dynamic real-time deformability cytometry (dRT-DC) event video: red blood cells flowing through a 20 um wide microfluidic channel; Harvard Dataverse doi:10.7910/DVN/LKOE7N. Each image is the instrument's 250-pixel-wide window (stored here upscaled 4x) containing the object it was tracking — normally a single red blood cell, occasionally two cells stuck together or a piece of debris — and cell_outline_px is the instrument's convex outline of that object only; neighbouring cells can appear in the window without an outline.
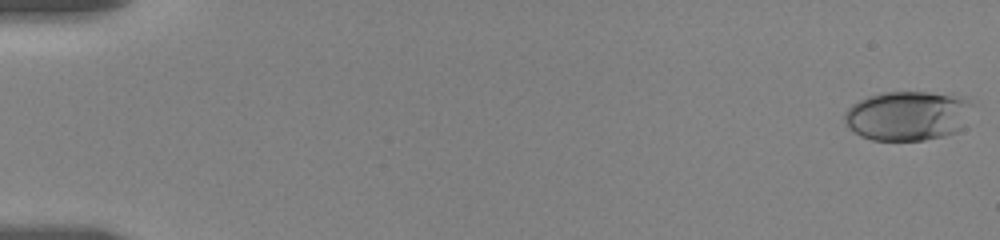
{"species": "human", "species_latin": "Homo sapiens", "temperature_condition": "room temperature", "stored_images_in_passage": 53, "camera_frame_rate_fps": 3000, "um_per_image_px": 0.085, "donor": {"sex": "female"}, "frame": {"image": 1, "passage_image": 1, "time_ms": 0.0, "image_size_px": [1000, 240], "cell_outline_px": [[976, 104], [960, 128], [956, 132], [944, 136], [924, 140], [872, 140], [860, 136], [848, 128], [844, 120], [844, 112], [852, 104], [868, 96], [884, 92], [952, 92]], "centroid_in_image_um": [77.17, 9.82], "position_along_channel_um": 7.8, "area_um2": 37.45}}
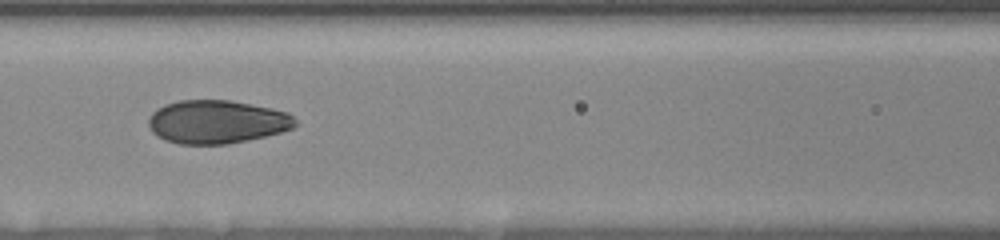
{"frame": {"image": 2, "passage_image": 30, "time_ms": 8.667, "image_size_px": [1000, 240], "cell_outline_px": [[300, 124], [292, 128], [280, 132], [248, 140], [228, 144], [180, 144], [164, 140], [156, 136], [152, 132], [148, 124], [148, 120], [152, 112], [156, 108], [164, 104], [180, 100], [228, 100], [272, 108], [288, 112]], "centroid_in_image_um": [18.42, 10.36], "position_along_channel_um": 148.2, "area_um2": 37.28}}
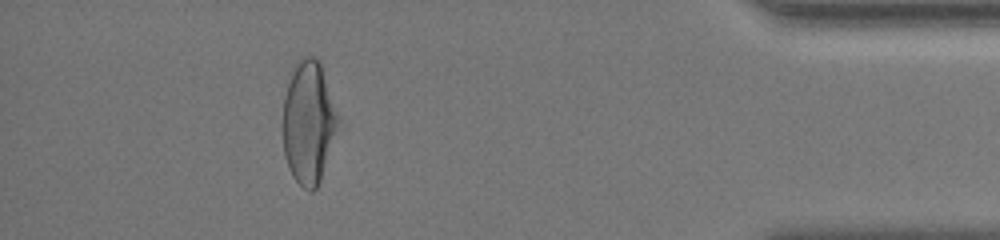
{"frame": {"image": 3, "passage_image": 49, "time_ms": 17.333, "image_size_px": [1000, 240], "cell_outline_px": [[340, 120], [320, 180], [316, 188], [312, 192], [308, 192], [292, 176], [284, 156], [284, 96], [288, 72], [296, 60], [300, 56], [316, 56], [320, 60]], "centroid_in_image_um": [26.21, 10.31], "position_along_channel_um": 409.0, "area_um2": 39.82}, "authors_computed_cell_mechanics": {"area_um2": 37.2232, "velocity_mm_per_s": 3.5105, "shape_relaxation_time_tau1_ms": 5.4597, "shape_relaxation_time_tau2_ms": 0.9323, "deformation_change_tau1": 0.1854, "deformation_change_tau2": 0.0566}}